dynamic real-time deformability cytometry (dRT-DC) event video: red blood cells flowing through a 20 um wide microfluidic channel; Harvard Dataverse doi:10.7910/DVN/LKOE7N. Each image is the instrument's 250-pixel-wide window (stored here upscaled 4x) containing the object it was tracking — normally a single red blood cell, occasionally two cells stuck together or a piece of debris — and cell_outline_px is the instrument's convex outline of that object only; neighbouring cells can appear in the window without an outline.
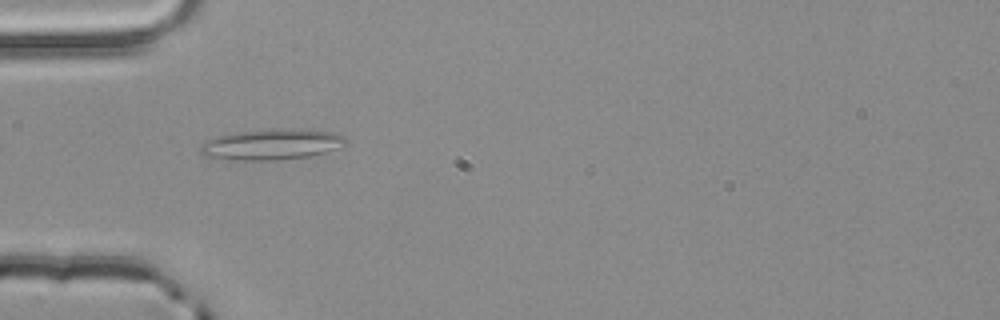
{"species": "common noctule bat (a hibernating species)", "species_latin": "Nyctalus noctula", "temperature_condition": "room temperature", "stored_images_in_passage": 4, "segment_of_instrument_passage": [2, 2], "camera_frame_rate_fps": 3000, "um_per_image_px": 0.085, "animal": {"sex": "male", "body_mass_g": 20.4}, "frame": {"image": 1, "passage_image": 4, "time_ms": 1.0, "image_size_px": [1000, 320], "cell_outline_px": [[348, 140], [344, 144], [328, 152], [308, 156], [280, 160], [236, 160], [208, 156], [200, 152], [200, 144], [216, 136], [236, 132], [280, 128], [296, 128], [336, 132], [344, 136]], "centroid_in_image_um": [23.13, 12.26], "position_along_channel_um": 61.9, "area_um2": 26.18}}